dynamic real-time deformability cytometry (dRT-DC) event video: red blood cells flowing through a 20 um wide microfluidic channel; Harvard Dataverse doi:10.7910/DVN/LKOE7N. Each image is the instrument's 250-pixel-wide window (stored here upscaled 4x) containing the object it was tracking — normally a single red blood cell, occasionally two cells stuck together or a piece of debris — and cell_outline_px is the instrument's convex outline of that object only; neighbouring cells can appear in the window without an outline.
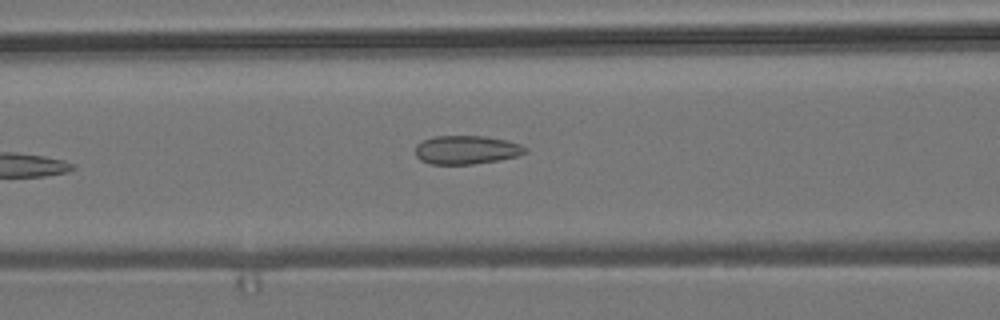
{"species": "common noctule bat (a hibernating species)", "species_latin": "Nyctalus noctula", "temperature_condition": "room temperature", "stored_images_in_passage": 8, "camera_frame_rate_fps": 3000, "um_per_image_px": 0.085, "animal": {"sex": "male", "body_mass_g": 19.2, "forearm_length_mm": 51.8}, "frame": {"image": 1, "passage_image": 8, "time_ms": 2.333, "image_size_px": [1000, 320], "cell_outline_px": [[528, 152], [516, 156], [496, 160], [472, 164], [428, 164], [420, 160], [416, 156], [416, 144], [432, 136], [484, 136], [504, 140], [520, 144], [528, 148]], "centroid_in_image_um": [39.62, 12.73], "position_along_channel_um": 127.0, "area_um2": 18.26}}